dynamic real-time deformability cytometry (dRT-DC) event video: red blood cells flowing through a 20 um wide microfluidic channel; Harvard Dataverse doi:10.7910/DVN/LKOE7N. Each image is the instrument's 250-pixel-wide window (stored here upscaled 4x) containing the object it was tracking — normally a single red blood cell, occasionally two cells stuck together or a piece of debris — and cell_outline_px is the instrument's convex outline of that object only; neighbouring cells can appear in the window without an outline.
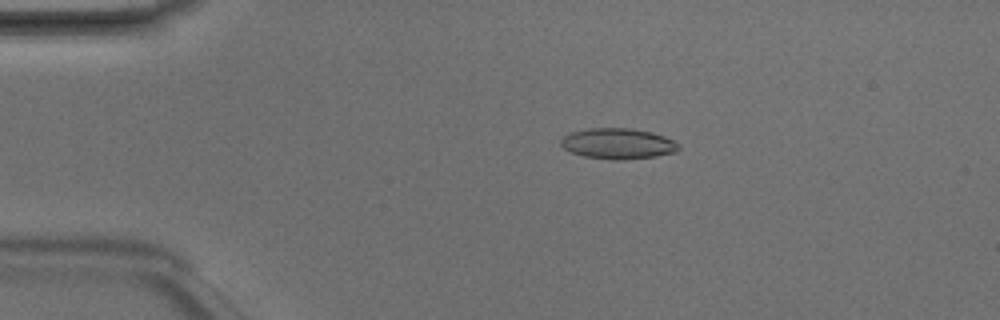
{"species": "Egyptian fruit bat (a non-hibernating species)", "species_latin": "Rousettus aegyptiacus", "temperature_condition": "room temperature", "stored_images_in_passage": 4, "camera_frame_rate_fps": 3000, "um_per_image_px": 0.085, "animal": {"sex": "male"}, "frame": {"image": 1, "passage_image": 3, "time_ms": 0.667, "image_size_px": [1000, 320], "cell_outline_px": [[680, 148], [676, 152], [656, 156], [620, 160], [584, 156], [572, 152], [564, 148], [560, 144], [560, 140], [564, 136], [572, 132], [588, 128], [632, 128], [652, 132], [664, 136], [680, 144]], "centroid_in_image_um": [52.55, 12.2], "position_along_channel_um": 32.5, "area_um2": 20.98}}